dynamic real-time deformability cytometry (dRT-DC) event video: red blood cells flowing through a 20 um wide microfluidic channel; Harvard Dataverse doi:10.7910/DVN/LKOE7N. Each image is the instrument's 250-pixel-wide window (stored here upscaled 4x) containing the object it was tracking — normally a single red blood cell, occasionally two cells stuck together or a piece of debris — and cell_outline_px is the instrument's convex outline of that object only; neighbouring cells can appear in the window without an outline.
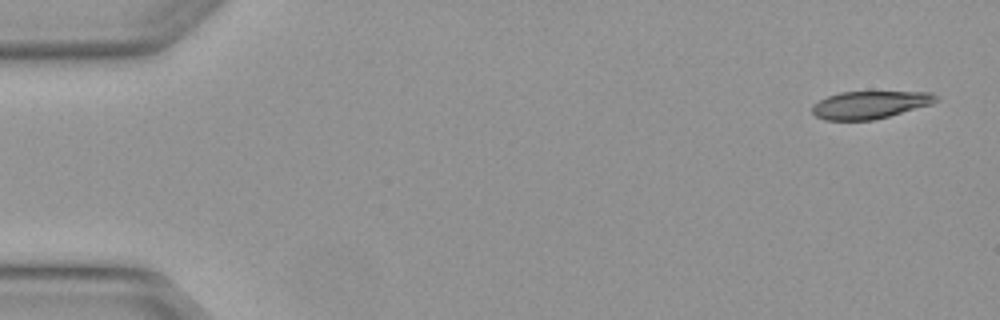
{"species": "Egyptian fruit bat (a non-hibernating species)", "species_latin": "Rousettus aegyptiacus", "temperature_condition": "warm", "stored_images_in_passage": 5, "camera_frame_rate_fps": 3000, "um_per_image_px": 0.085, "animal": {"sex": "female"}, "frame": {"image": 1, "passage_image": 1, "time_ms": 0.0, "image_size_px": [1000, 320], "cell_outline_px": [[940, 100], [932, 104], [888, 116], [872, 120], [824, 120], [816, 116], [812, 112], [812, 104], [828, 96], [840, 92], [932, 92], [940, 96]], "centroid_in_image_um": [73.97, 8.9], "position_along_channel_um": 11.0, "area_um2": 19.94}}
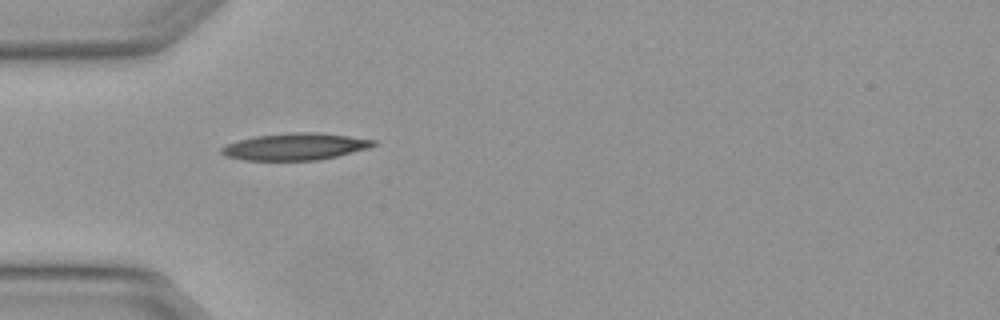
{"frame": {"image": 2, "passage_image": 4, "time_ms": 1.0, "image_size_px": [1000, 320], "cell_outline_px": [[376, 144], [368, 148], [320, 160], [244, 160], [224, 156], [220, 152], [220, 148], [228, 144], [240, 140], [256, 136], [292, 132], [320, 132], [376, 140]], "centroid_in_image_um": [25.08, 12.46], "position_along_channel_um": 59.9, "area_um2": 23.7}}
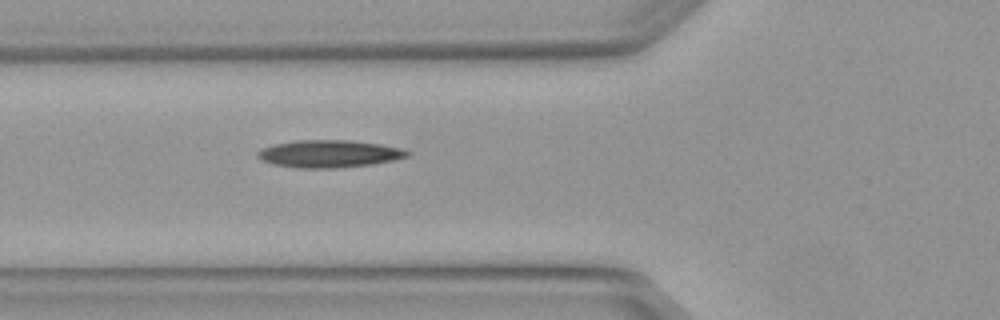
{"frame": {"image": 3, "passage_image": 5, "time_ms": 1.333, "image_size_px": [1000, 320], "cell_outline_px": [[412, 152], [408, 156], [392, 160], [372, 164], [336, 168], [296, 168], [272, 164], [256, 156], [256, 152], [260, 148], [272, 144], [296, 140], [352, 140], [380, 144], [400, 148]], "centroid_in_image_um": [27.93, 13.06], "position_along_channel_um": 97.9, "area_um2": 24.04}}